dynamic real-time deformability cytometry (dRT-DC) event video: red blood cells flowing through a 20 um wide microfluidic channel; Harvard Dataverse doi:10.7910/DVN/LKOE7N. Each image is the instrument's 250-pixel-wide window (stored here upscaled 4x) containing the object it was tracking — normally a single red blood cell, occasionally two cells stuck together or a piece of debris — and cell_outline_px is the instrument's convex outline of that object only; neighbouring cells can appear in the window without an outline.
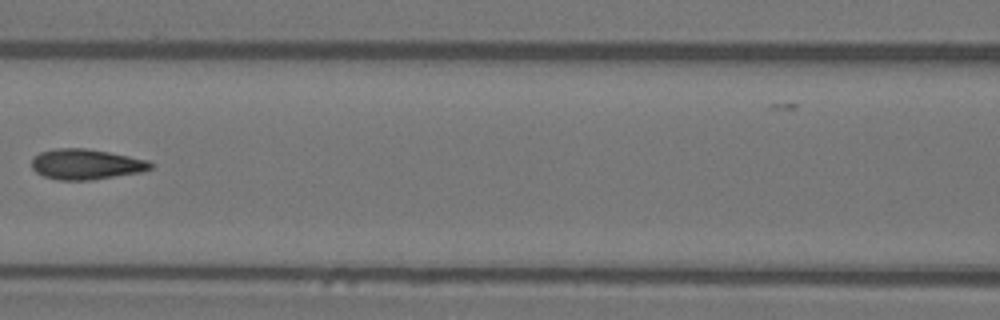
{"species": "Egyptian fruit bat (a non-hibernating species)", "species_latin": "Rousettus aegyptiacus", "temperature_condition": "warm", "stored_images_in_passage": 7, "camera_frame_rate_fps": 3000, "um_per_image_px": 0.085, "animal": {"sex": "female"}, "frame": {"image": 1, "passage_image": 6, "time_ms": 1.667, "image_size_px": [1000, 320], "cell_outline_px": [[152, 168], [140, 172], [92, 180], [56, 180], [44, 176], [36, 172], [32, 168], [32, 160], [40, 152], [56, 148], [84, 148], [108, 152], [148, 160], [152, 164]], "centroid_in_image_um": [7.3, 13.97], "position_along_channel_um": 159.3, "area_um2": 20.92}}
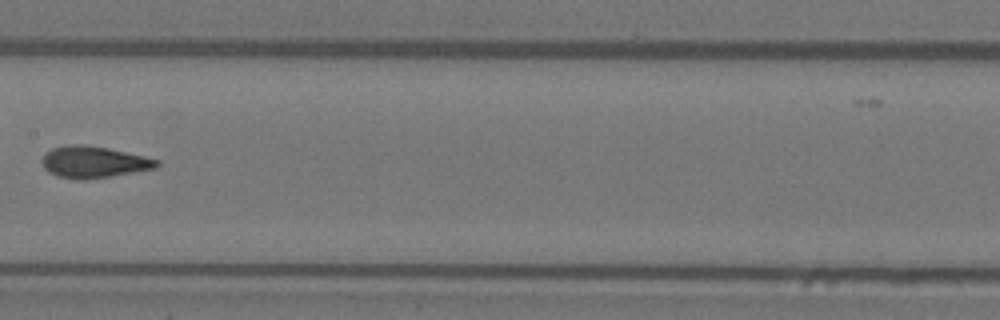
{"frame": {"image": 2, "passage_image": 7, "time_ms": 2.0, "image_size_px": [1000, 320], "cell_outline_px": [[160, 164], [156, 168], [84, 180], [76, 180], [56, 176], [48, 172], [44, 168], [40, 160], [44, 152], [52, 148], [72, 144], [84, 144], [108, 148], [144, 156], [160, 160]], "centroid_in_image_um": [7.91, 13.77], "position_along_channel_um": 199.5, "area_um2": 21.27}}